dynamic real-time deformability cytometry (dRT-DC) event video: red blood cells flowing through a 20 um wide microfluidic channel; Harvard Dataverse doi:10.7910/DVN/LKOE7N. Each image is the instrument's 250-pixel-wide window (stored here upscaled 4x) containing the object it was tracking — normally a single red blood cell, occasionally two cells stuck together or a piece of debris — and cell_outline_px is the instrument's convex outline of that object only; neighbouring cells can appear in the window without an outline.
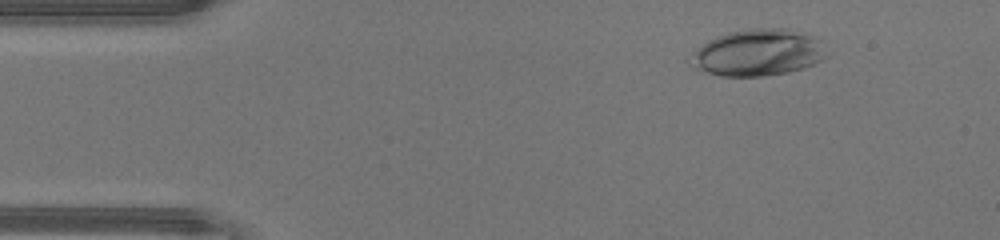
{"species": "human", "species_latin": "Homo sapiens", "temperature_condition": "warm", "stored_images_in_passage": 46, "camera_frame_rate_fps": 3000, "um_per_image_px": 0.085, "donor": {"sex": "male"}, "frame": {"image": 1, "passage_image": 6, "time_ms": 1.667, "image_size_px": [1000, 240], "cell_outline_px": [[832, 52], [824, 60], [804, 68], [788, 72], [764, 76], [720, 76], [692, 68], [684, 60], [692, 52], [708, 40], [716, 36], [728, 32], [748, 28], [788, 28], [812, 36], [820, 40]], "centroid_in_image_um": [64.42, 4.48], "position_along_channel_um": 20.6, "area_um2": 37.97}}
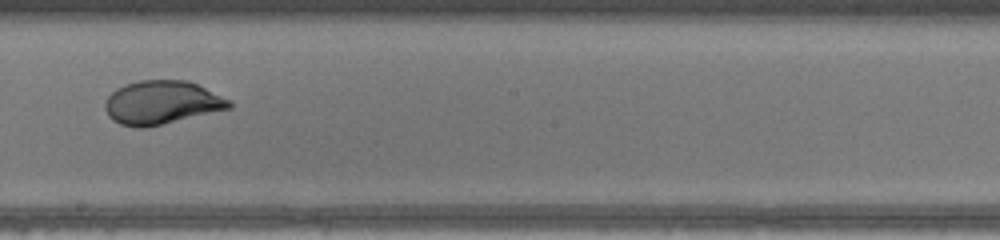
{"frame": {"image": 2, "passage_image": 26, "time_ms": 8.333, "image_size_px": [1000, 240], "cell_outline_px": [[232, 108], [144, 128], [140, 128], [120, 124], [112, 120], [108, 116], [104, 108], [104, 104], [108, 96], [116, 88], [124, 84], [140, 80], [188, 80], [232, 100]], "centroid_in_image_um": [13.74, 8.71], "position_along_channel_um": 234.5, "area_um2": 31.62}}
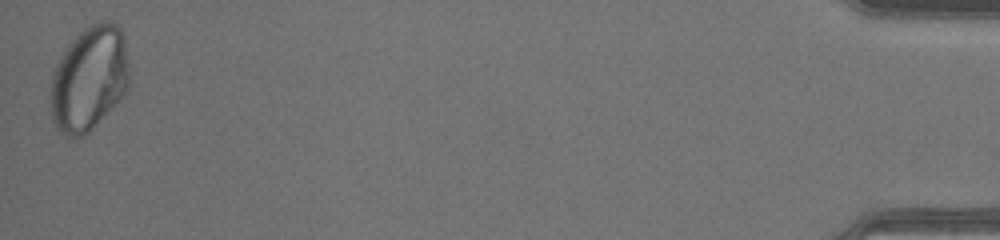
{"frame": {"image": 3, "passage_image": 46, "time_ms": 15.0, "image_size_px": [1000, 240], "cell_outline_px": [[128, 88], [120, 100], [84, 136], [68, 136], [56, 128], [52, 116], [52, 76], [56, 64], [68, 44], [84, 28], [100, 20], [108, 20], [116, 24], [120, 28], [124, 36], [128, 64]], "centroid_in_image_um": [7.6, 6.65], "position_along_channel_um": 427.6, "area_um2": 47.63}, "authors_computed_cell_mechanics": {"area_um2": 34.8245, "velocity_mm_per_s": 4.4632, "shape_relaxation_time_tau1_ms": 6.1187, "shape_relaxation_time_tau2_ms": null, "deformation_change_tau1": 0.2699, "deformation_change_tau2": null}}